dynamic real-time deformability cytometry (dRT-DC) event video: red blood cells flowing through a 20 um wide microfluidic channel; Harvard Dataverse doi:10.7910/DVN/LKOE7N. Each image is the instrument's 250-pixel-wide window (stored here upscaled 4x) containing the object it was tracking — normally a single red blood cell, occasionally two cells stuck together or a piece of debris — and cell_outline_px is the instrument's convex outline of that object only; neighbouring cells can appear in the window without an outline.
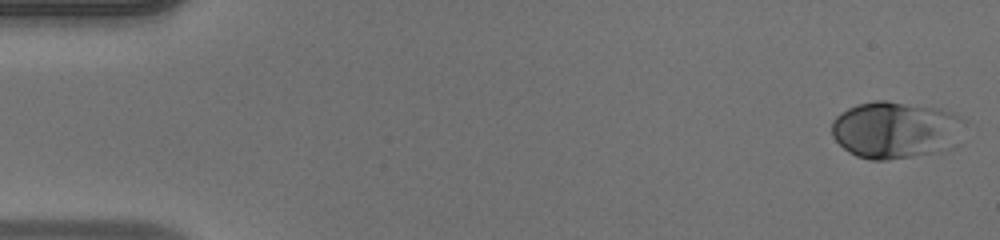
{"species": "human", "species_latin": "Homo sapiens", "temperature_condition": "warm", "stored_images_in_passage": 48, "camera_frame_rate_fps": 3000, "um_per_image_px": 0.085, "donor": {"sex": "male"}, "frame": {"image": 1, "passage_image": 1, "time_ms": 0.0, "image_size_px": [1000, 240], "cell_outline_px": [[968, 120], [932, 152], [912, 156], [884, 160], [872, 160], [856, 156], [848, 152], [832, 136], [832, 120], [840, 112], [856, 104], [872, 100], [884, 100], [940, 108], [952, 112]], "centroid_in_image_um": [75.92, 10.98], "position_along_channel_um": 9.1, "area_um2": 42.6}}
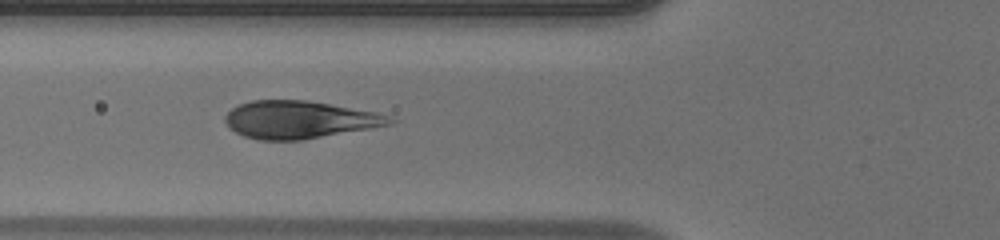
{"frame": {"image": 2, "passage_image": 18, "time_ms": 5.667, "image_size_px": [1000, 240], "cell_outline_px": [[400, 120], [392, 124], [300, 140], [260, 140], [244, 136], [236, 132], [224, 120], [224, 116], [232, 108], [240, 104], [252, 100], [308, 100], [376, 112]], "centroid_in_image_um": [25.45, 10.16], "position_along_channel_um": 100.3, "area_um2": 35.78}}
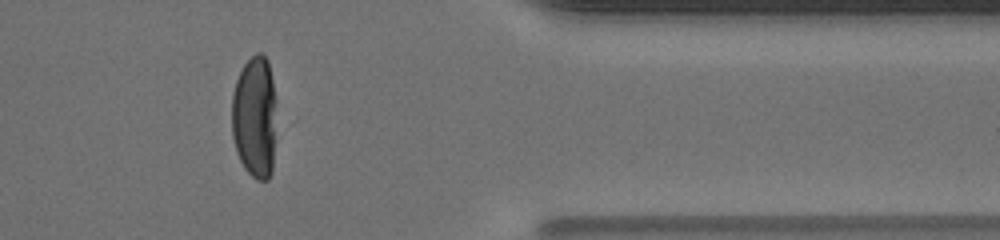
{"frame": {"image": 3, "passage_image": 40, "time_ms": 13.0, "image_size_px": [1000, 240], "cell_outline_px": [[276, 100], [272, 172], [268, 180], [256, 180], [244, 168], [236, 152], [232, 136], [232, 96], [236, 80], [244, 64], [256, 52], [260, 52], [268, 60], [276, 96]], "centroid_in_image_um": [21.65, 9.95], "position_along_channel_um": 389.8, "area_um2": 32.14}}